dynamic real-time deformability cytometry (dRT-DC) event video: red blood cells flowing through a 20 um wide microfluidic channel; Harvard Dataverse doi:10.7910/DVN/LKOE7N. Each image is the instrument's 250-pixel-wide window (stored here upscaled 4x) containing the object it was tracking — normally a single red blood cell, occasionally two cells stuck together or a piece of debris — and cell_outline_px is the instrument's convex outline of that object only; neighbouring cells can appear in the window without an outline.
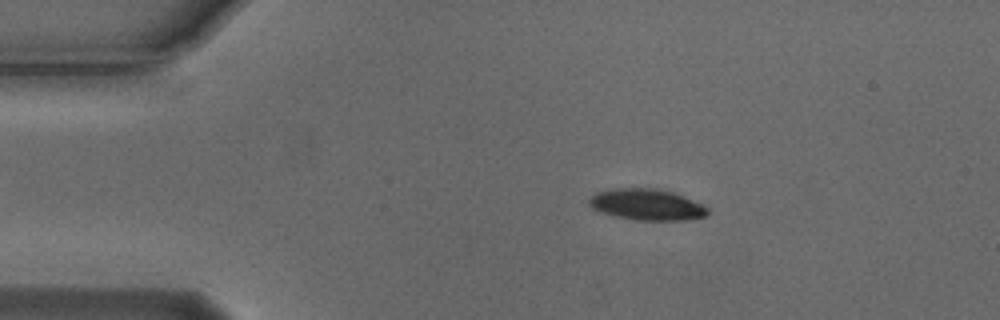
{"species": "Egyptian fruit bat (a non-hibernating species)", "species_latin": "Rousettus aegyptiacus", "temperature_condition": "cold", "stored_images_in_passage": 56, "camera_frame_rate_fps": 3000, "um_per_image_px": 0.085, "animal": {"sex": "male"}, "frame": {"image": 1, "passage_image": 10, "time_ms": 3.0, "image_size_px": [1000, 320], "cell_outline_px": [[708, 212], [704, 216], [684, 220], [636, 220], [616, 216], [592, 208], [588, 204], [588, 200], [596, 192], [608, 188], [656, 188], [672, 192], [684, 196], [708, 208]], "centroid_in_image_um": [54.94, 17.37], "position_along_channel_um": 30.1, "area_um2": 21.39}}
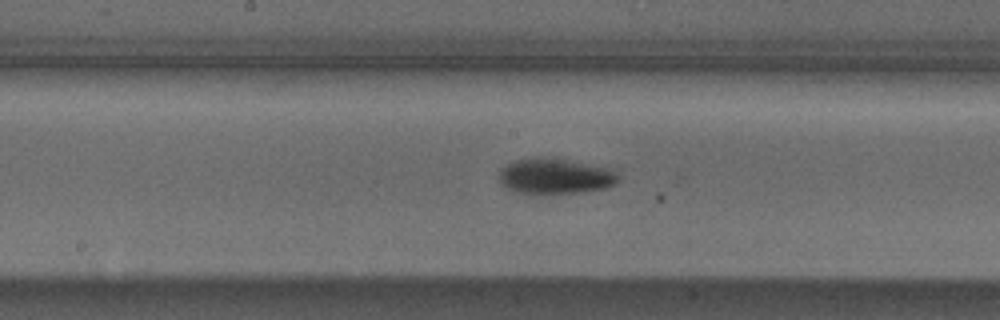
{"frame": {"image": 2, "passage_image": 28, "time_ms": 9.0, "image_size_px": [1000, 320], "cell_outline_px": [[616, 184], [604, 188], [576, 192], [520, 192], [508, 188], [500, 184], [500, 172], [508, 164], [516, 160], [540, 156], [564, 160], [600, 168], [616, 172]], "centroid_in_image_um": [47.11, 14.97], "position_along_channel_um": 201.1, "area_um2": 23.29}}
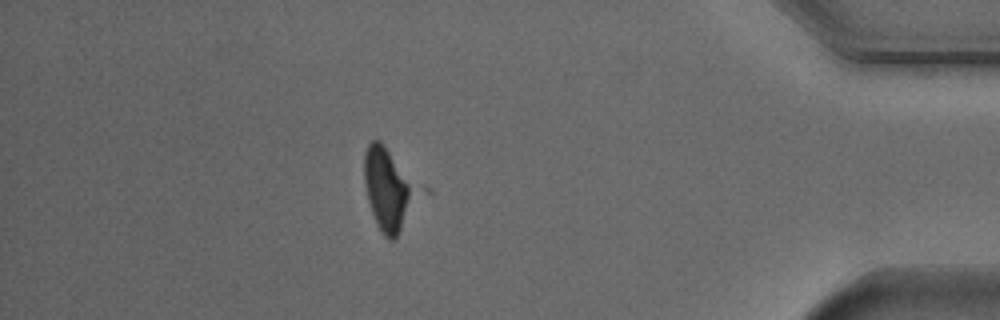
{"frame": {"image": 3, "passage_image": 48, "time_ms": 15.667, "image_size_px": [1000, 320], "cell_outline_px": [[416, 192], [400, 228], [396, 236], [392, 240], [388, 240], [380, 232], [372, 212], [368, 200], [364, 180], [364, 152], [368, 144], [372, 140], [380, 140], [416, 188]], "centroid_in_image_um": [32.87, 16.07], "position_along_channel_um": 402.3, "area_um2": 23.58}, "authors_computed_cell_mechanics": {"area_um2": 22.6865, "velocity_mm_per_s": 3.715, "shape_relaxation_time_tau1_ms": 2.8122, "shape_relaxation_time_tau2_ms": null, "deformation_change_tau1": 0.1162, "deformation_change_tau2": null}}